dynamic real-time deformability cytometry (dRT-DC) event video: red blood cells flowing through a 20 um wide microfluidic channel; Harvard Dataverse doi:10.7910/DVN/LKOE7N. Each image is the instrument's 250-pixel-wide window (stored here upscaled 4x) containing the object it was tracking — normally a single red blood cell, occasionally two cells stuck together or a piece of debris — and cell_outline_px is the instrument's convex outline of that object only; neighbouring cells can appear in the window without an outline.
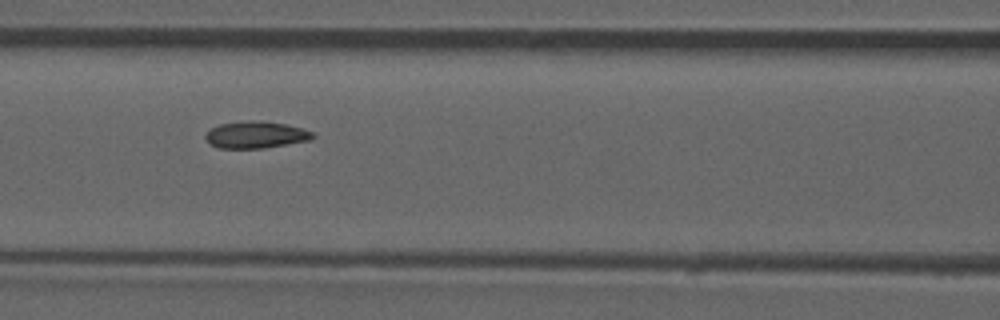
{"species": "common noctule bat (a hibernating species)", "species_latin": "Nyctalus noctula", "temperature_condition": "room temperature", "stored_images_in_passage": 53, "camera_frame_rate_fps": 3000, "um_per_image_px": 0.085, "animal": {"sex": "male", "forearm_length_mm": 52.5}, "frame": {"image": 1, "passage_image": 23, "time_ms": 7.333, "image_size_px": [1000, 320], "cell_outline_px": [[316, 136], [308, 140], [264, 148], [220, 148], [212, 144], [204, 136], [212, 128], [220, 124], [252, 120], [284, 124], [300, 128], [312, 132]], "centroid_in_image_um": [21.74, 11.46], "position_along_channel_um": 144.9, "area_um2": 16.3}, "authors_computed_cell_mechanics": {"area_um2": 16.4152, "velocity_mm_per_s": 3.8974, "shape_relaxation_time_tau1_ms": null, "shape_relaxation_time_tau2_ms": 2.6227, "deformation_change_tau1": null, "deformation_change_tau2": 0.0758}}